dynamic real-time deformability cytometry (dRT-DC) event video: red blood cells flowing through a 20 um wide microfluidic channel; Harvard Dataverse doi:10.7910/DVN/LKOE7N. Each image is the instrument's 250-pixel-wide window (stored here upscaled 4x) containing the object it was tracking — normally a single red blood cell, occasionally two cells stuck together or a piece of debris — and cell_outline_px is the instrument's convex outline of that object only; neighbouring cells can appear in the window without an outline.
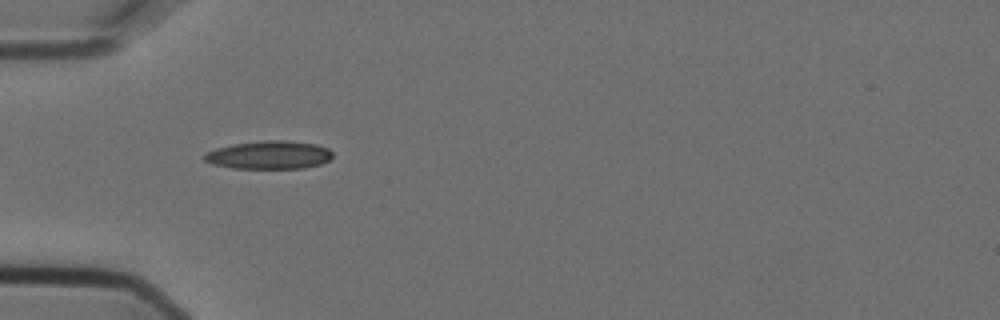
{"species": "Egyptian fruit bat (a non-hibernating species)", "species_latin": "Rousettus aegyptiacus", "temperature_condition": "cold", "stored_images_in_passage": 10, "camera_frame_rate_fps": 3000, "um_per_image_px": 0.085, "animal": {"sex": "female"}, "frame": {"image": 1, "passage_image": 4, "time_ms": 1.0, "image_size_px": [1000, 320], "cell_outline_px": [[332, 156], [328, 160], [320, 164], [304, 168], [232, 168], [212, 164], [204, 160], [204, 156], [208, 152], [216, 148], [232, 144], [264, 140], [284, 140], [316, 144], [328, 148], [332, 152]], "centroid_in_image_um": [22.88, 13.17], "position_along_channel_um": 62.1, "area_um2": 20.98}}
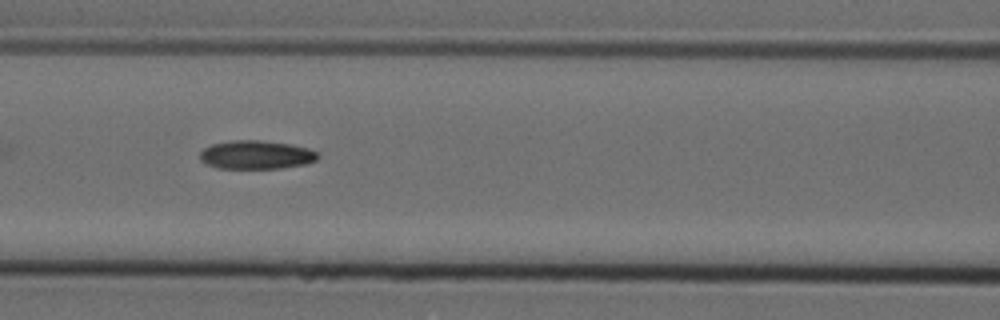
{"frame": {"image": 2, "passage_image": 6, "time_ms": 1.667, "image_size_px": [1000, 320], "cell_outline_px": [[320, 156], [316, 160], [304, 164], [280, 168], [216, 168], [204, 164], [200, 160], [200, 152], [204, 148], [212, 144], [232, 140], [260, 140], [292, 144], [308, 148], [320, 152]], "centroid_in_image_um": [21.78, 13.15], "position_along_channel_um": 144.8, "area_um2": 19.83}}
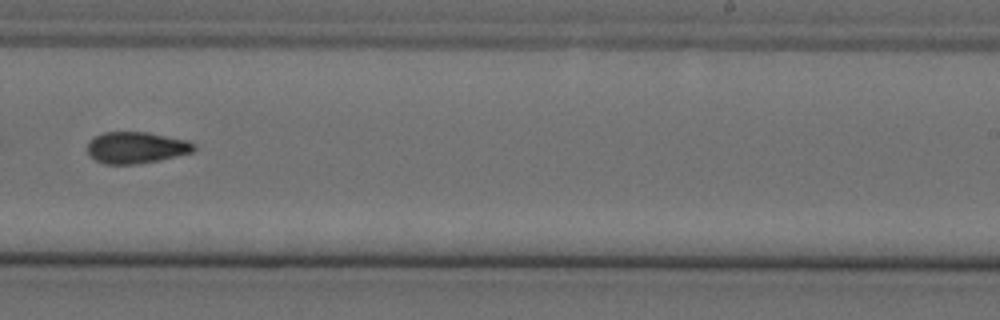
{"frame": {"image": 3, "passage_image": 9, "time_ms": 2.667, "image_size_px": [1000, 320], "cell_outline_px": [[196, 148], [192, 152], [176, 156], [136, 164], [104, 164], [88, 156], [88, 140], [104, 132], [148, 132], [188, 140], [196, 144]], "centroid_in_image_um": [11.57, 12.54], "position_along_channel_um": 277.4, "area_um2": 19.59}}